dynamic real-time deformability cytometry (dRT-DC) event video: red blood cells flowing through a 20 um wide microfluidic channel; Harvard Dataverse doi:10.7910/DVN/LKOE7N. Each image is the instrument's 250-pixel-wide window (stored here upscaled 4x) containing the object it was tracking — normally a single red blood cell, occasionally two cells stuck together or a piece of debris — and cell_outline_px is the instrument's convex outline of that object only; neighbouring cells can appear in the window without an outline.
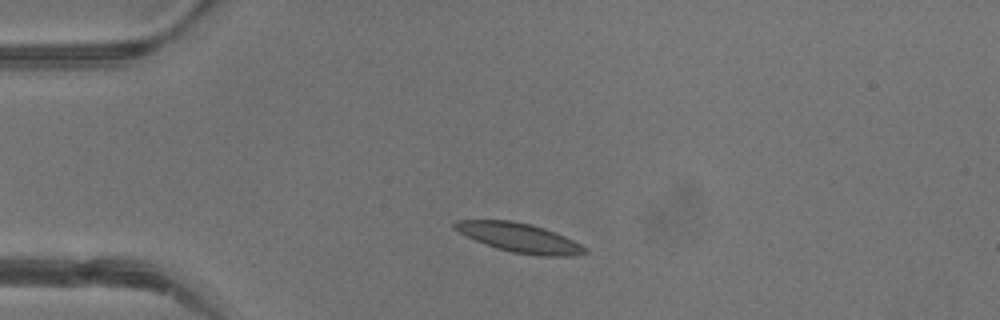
{"species": "common noctule bat (a hibernating species)", "species_latin": "Nyctalus noctula", "temperature_condition": "warm", "stored_images_in_passage": 12, "camera_frame_rate_fps": 3000, "um_per_image_px": 0.085, "animal": {"sex": "male", "body_mass_g": 13.3}, "frame": {"image": 1, "passage_image": 6, "time_ms": 1.667, "image_size_px": [1000, 320], "cell_outline_px": [[588, 252], [572, 256], [540, 256], [512, 252], [496, 248], [476, 240], [452, 228], [452, 224], [456, 220], [512, 220], [532, 224], [556, 232], [588, 248]], "centroid_in_image_um": [44.17, 20.2], "position_along_channel_um": 40.8, "area_um2": 22.14}}